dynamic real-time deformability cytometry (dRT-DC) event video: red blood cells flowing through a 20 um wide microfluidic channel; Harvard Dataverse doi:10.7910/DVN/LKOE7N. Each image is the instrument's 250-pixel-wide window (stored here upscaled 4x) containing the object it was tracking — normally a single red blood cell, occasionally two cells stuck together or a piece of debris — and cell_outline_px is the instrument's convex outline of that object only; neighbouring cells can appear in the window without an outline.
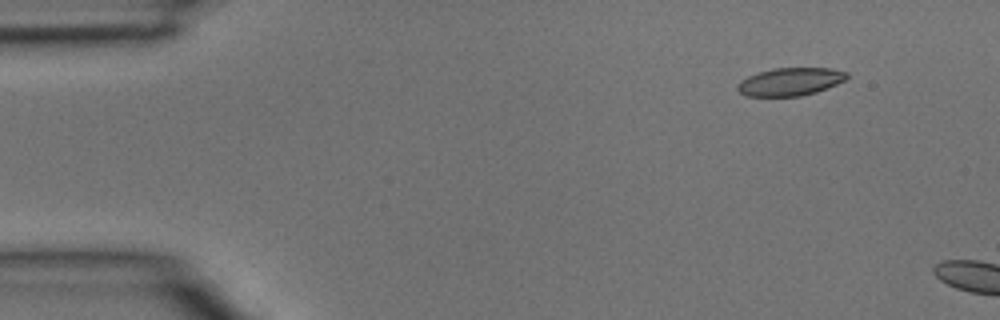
{"species": "common noctule bat (a hibernating species)", "species_latin": "Nyctalus noctula", "temperature_condition": "room temperature", "stored_images_in_passage": 3, "camera_frame_rate_fps": 3000, "um_per_image_px": 0.085, "animal": {"sex": "male", "body_mass_g": 15.6}, "frame": {"image": 1, "passage_image": 2, "time_ms": 0.333, "image_size_px": [1000, 320], "cell_outline_px": [[848, 76], [844, 80], [836, 84], [816, 92], [800, 96], [744, 96], [736, 88], [736, 84], [740, 80], [756, 72], [772, 68], [828, 68], [848, 72]], "centroid_in_image_um": [67.11, 6.94], "position_along_channel_um": 17.9, "area_um2": 17.86}}